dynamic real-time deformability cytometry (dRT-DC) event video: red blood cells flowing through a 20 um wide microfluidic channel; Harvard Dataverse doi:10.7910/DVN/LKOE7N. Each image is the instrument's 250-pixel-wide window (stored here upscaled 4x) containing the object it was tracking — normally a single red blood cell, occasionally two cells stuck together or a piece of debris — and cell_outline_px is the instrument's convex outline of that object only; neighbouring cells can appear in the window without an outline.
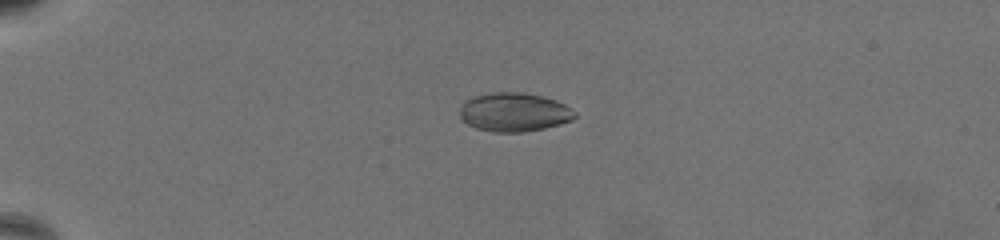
{"species": "common noctule bat (a hibernating species)", "species_latin": "Nyctalus noctula", "temperature_condition": "warm", "stored_images_in_passage": 49, "camera_frame_rate_fps": 3000, "um_per_image_px": 0.085, "animal": {"sex": "female", "body_mass_g": 19.5, "forearm_length_mm": 54.1}, "frame": {"image": 1, "passage_image": 1, "time_ms": 0.0, "image_size_px": [1000, 240], "cell_outline_px": [[576, 116], [572, 120], [544, 128], [524, 132], [492, 132], [476, 128], [468, 124], [460, 116], [460, 108], [464, 100], [472, 96], [492, 92], [520, 92], [540, 96], [556, 100], [564, 104], [576, 112]], "centroid_in_image_um": [43.67, 9.53], "position_along_channel_um": 41.3, "area_um2": 26.01}}
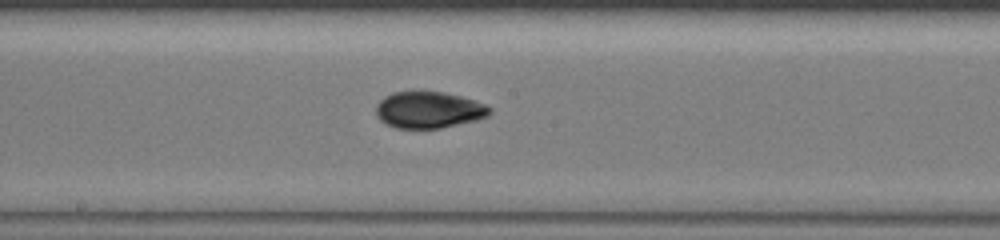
{"frame": {"image": 2, "passage_image": 22, "time_ms": 7.0, "image_size_px": [1000, 240], "cell_outline_px": [[492, 112], [488, 116], [476, 120], [440, 128], [396, 128], [380, 120], [376, 116], [376, 104], [384, 96], [392, 92], [440, 92], [460, 96], [484, 104], [492, 108]], "centroid_in_image_um": [36.43, 9.34], "position_along_channel_um": 211.8, "area_um2": 24.04}}
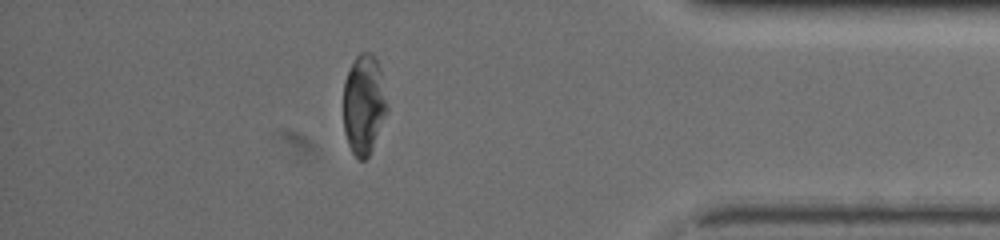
{"frame": {"image": 3, "passage_image": 42, "time_ms": 13.667, "image_size_px": [1000, 240], "cell_outline_px": [[388, 108], [372, 148], [368, 156], [364, 160], [360, 160], [352, 152], [348, 144], [344, 132], [344, 80], [356, 56], [360, 52], [368, 52], [376, 60], [380, 68]], "centroid_in_image_um": [30.91, 8.88], "position_along_channel_um": 404.3, "area_um2": 25.03}, "authors_computed_cell_mechanics": {"area_um2": 24.565, "velocity_mm_per_s": 3.2763, "shape_relaxation_time_tau1_ms": 7.1351, "shape_relaxation_time_tau2_ms": 2.1771, "deformation_change_tau1": 0.1723, "deformation_change_tau2": 0.0365}}